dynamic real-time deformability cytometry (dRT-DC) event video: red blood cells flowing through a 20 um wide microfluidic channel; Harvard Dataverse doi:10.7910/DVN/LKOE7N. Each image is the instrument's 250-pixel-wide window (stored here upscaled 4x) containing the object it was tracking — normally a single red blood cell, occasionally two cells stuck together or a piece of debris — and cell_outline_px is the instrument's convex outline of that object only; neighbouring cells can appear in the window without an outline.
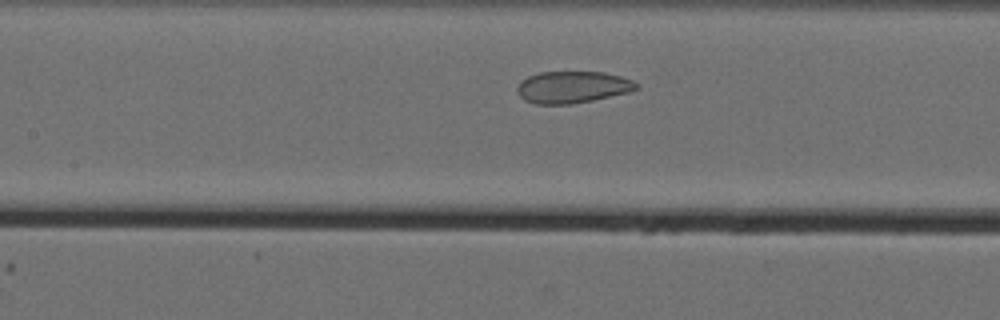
{"species": "Egyptian fruit bat (a non-hibernating species)", "species_latin": "Rousettus aegyptiacus", "temperature_condition": "cold", "stored_images_in_passage": 34, "camera_frame_rate_fps": 3000, "um_per_image_px": 0.085, "animal": {"sex": "female"}, "frame": {"image": 1, "passage_image": 12, "time_ms": 3.667, "image_size_px": [1000, 320], "cell_outline_px": [[640, 88], [628, 92], [592, 100], [572, 104], [536, 104], [524, 100], [520, 96], [516, 88], [528, 76], [540, 72], [604, 72], [620, 76], [632, 80]], "centroid_in_image_um": [48.66, 7.41], "position_along_channel_um": 158.7, "area_um2": 21.91}}
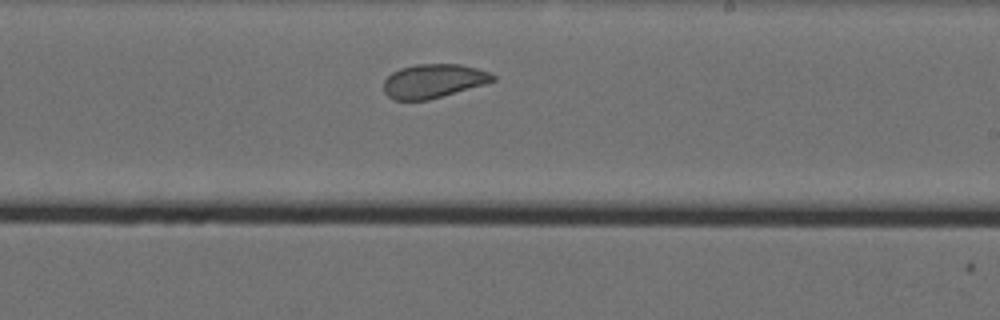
{"frame": {"image": 2, "passage_image": 20, "time_ms": 6.333, "image_size_px": [1000, 320], "cell_outline_px": [[496, 80], [484, 84], [428, 100], [392, 100], [384, 92], [384, 80], [392, 72], [400, 68], [416, 64], [460, 64], [476, 68], [488, 72], [496, 76]], "centroid_in_image_um": [36.82, 6.88], "position_along_channel_um": 252.2, "area_um2": 21.5}}
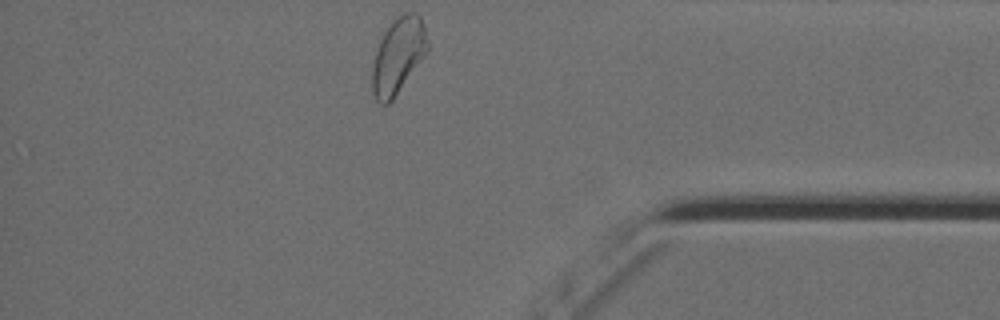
{"frame": {"image": 3, "passage_image": 34, "time_ms": 11.0, "image_size_px": [1000, 320], "cell_outline_px": [[428, 52], [392, 100], [388, 104], [380, 104], [376, 100], [372, 92], [372, 68], [376, 48], [384, 32], [400, 16], [408, 12], [416, 12], [420, 16], [428, 40]], "centroid_in_image_um": [33.84, 4.77], "position_along_channel_um": 401.4, "area_um2": 24.16}, "authors_computed_cell_mechanics": {"area_um2": 22.3686, "velocity_mm_per_s": 3.5275, "shape_relaxation_time_tau1_ms": 8.8917, "shape_relaxation_time_tau2_ms": 1.1965, "deformation_change_tau1": 0.1209, "deformation_change_tau2": 0.0717}}